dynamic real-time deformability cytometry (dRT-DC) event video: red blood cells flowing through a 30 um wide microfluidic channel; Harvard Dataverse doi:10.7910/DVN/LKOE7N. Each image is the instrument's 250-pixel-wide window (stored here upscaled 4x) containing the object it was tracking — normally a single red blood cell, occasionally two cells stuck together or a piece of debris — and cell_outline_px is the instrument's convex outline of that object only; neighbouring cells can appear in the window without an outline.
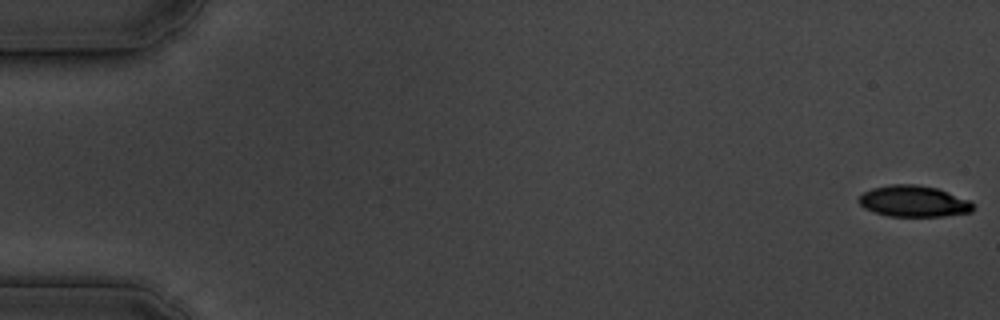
{"species": "common noctule bat (a hibernating species)", "species_latin": "Nyctalus noctula", "temperature_condition": "cold", "stored_images_in_passage": 13, "segment_of_instrument_passage": [1, 2], "camera_frame_rate_fps": 3000, "um_per_image_px": 0.085, "animal": {"sex": "male", "body_mass_g": 19.5, "forearm_length_mm": 54.6}, "frame": {"image": 1, "passage_image": 1, "time_ms": 0.0, "image_size_px": [1000, 320], "cell_outline_px": [[976, 208], [972, 212], [944, 216], [888, 216], [864, 208], [856, 200], [864, 192], [872, 188], [892, 184], [916, 184], [936, 188], [948, 192], [968, 200], [976, 204]], "centroid_in_image_um": [77.68, 17.11], "position_along_channel_um": 7.3, "area_um2": 20.87}}